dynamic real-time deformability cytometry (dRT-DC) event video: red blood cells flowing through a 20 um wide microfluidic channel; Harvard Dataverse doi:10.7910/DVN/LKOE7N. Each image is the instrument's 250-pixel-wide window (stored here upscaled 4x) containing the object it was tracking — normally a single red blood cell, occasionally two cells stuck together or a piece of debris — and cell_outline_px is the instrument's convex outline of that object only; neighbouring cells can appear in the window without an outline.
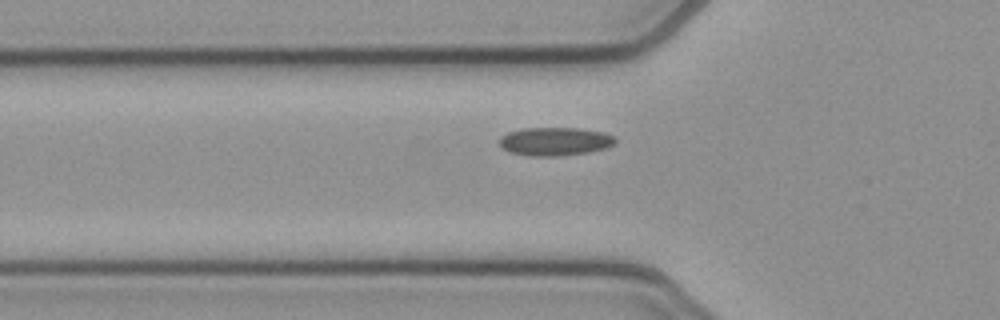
{"species": "common noctule bat (a hibernating species)", "species_latin": "Nyctalus noctula", "temperature_condition": "cold", "stored_images_in_passage": 39, "camera_frame_rate_fps": 3000, "um_per_image_px": 0.085, "animal": {"sex": "female", "body_mass_g": 21.9}, "frame": {"image": 1, "passage_image": 6, "time_ms": 1.667, "image_size_px": [1000, 320], "cell_outline_px": [[616, 144], [604, 148], [588, 152], [560, 156], [528, 156], [508, 152], [500, 148], [500, 136], [508, 132], [524, 128], [580, 128], [604, 132], [616, 136]], "centroid_in_image_um": [47.16, 12.02], "position_along_channel_um": 78.6, "area_um2": 19.42}}
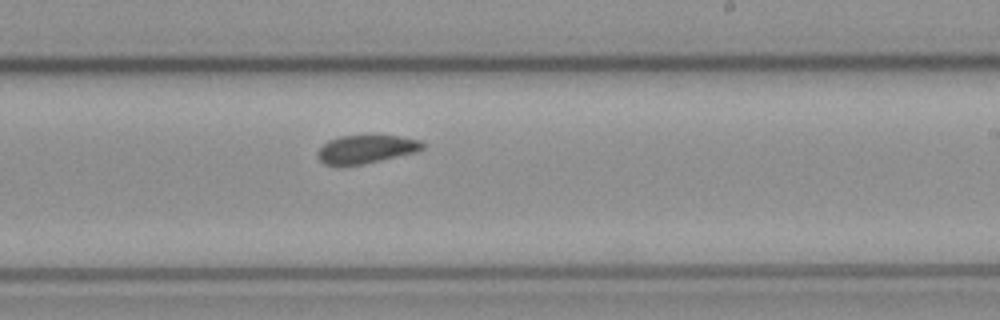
{"frame": {"image": 2, "passage_image": 20, "time_ms": 6.333, "image_size_px": [1000, 320], "cell_outline_px": [[424, 148], [416, 152], [364, 164], [340, 168], [336, 168], [324, 164], [316, 156], [316, 152], [328, 140], [340, 136], [400, 136], [420, 140], [424, 144]], "centroid_in_image_um": [31.05, 12.72], "position_along_channel_um": 258.0, "area_um2": 17.69}}
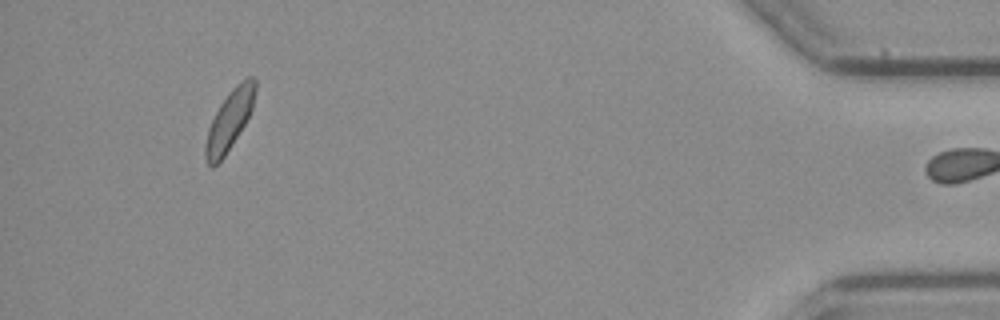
{"frame": {"image": 3, "passage_image": 38, "time_ms": 12.333, "image_size_px": [1000, 320], "cell_outline_px": [[256, 88], [252, 108], [244, 124], [232, 144], [224, 156], [212, 168], [208, 164], [204, 156], [204, 148], [208, 128], [220, 104], [232, 88], [236, 84], [248, 76], [252, 76], [256, 80]], "centroid_in_image_um": [19.49, 10.21], "position_along_channel_um": 415.7, "area_um2": 17.05}, "authors_computed_cell_mechanics": {"area_um2": 17.918, "velocity_mm_per_s": 3.8221, "shape_relaxation_time_tau1_ms": null, "shape_relaxation_time_tau2_ms": 6.7227, "deformation_change_tau1": null, "deformation_change_tau2": 0.0992}}